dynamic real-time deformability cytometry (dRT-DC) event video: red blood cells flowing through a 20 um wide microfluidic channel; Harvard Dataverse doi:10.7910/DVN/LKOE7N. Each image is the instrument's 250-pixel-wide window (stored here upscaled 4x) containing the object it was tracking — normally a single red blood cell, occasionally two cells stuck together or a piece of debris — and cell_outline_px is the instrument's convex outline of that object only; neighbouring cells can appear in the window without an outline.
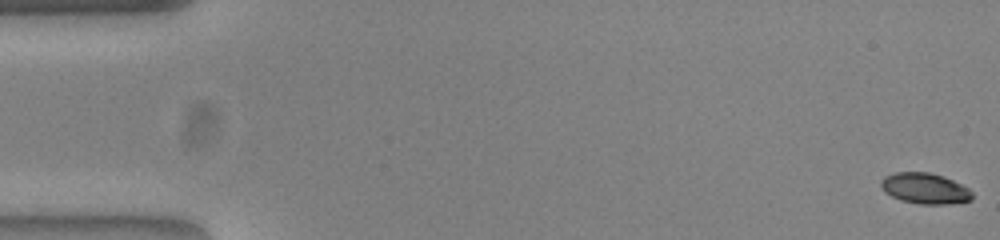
{"species": "common noctule bat (a hibernating species)", "species_latin": "Nyctalus noctula", "temperature_condition": "warm", "stored_images_in_passage": 54, "camera_frame_rate_fps": 3000, "um_per_image_px": 0.085, "animal": {"sex": "female", "body_mass_g": 23.0, "forearm_length_mm": 53.4}, "frame": {"image": 1, "passage_image": 1, "time_ms": 0.0, "image_size_px": [1000, 240], "cell_outline_px": [[972, 200], [944, 204], [920, 204], [900, 200], [884, 192], [880, 188], [880, 180], [884, 176], [896, 172], [928, 172], [944, 176], [968, 188], [972, 192]], "centroid_in_image_um": [78.57, 16.01], "position_along_channel_um": 6.4, "area_um2": 16.42}}
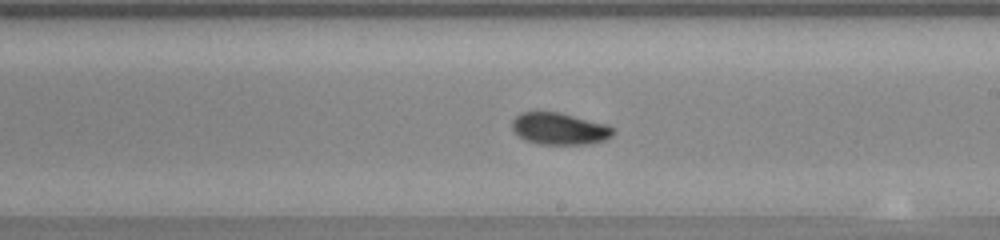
{"frame": {"image": 2, "passage_image": 31, "time_ms": 10.0, "image_size_px": [1000, 240], "cell_outline_px": [[616, 132], [612, 136], [604, 140], [588, 144], [540, 144], [524, 140], [512, 128], [512, 120], [520, 112], [560, 112], [608, 124]], "centroid_in_image_um": [47.58, 10.93], "position_along_channel_um": 241.4, "area_um2": 18.84}}
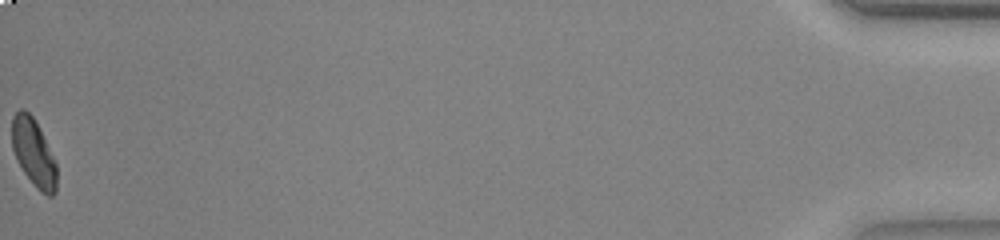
{"frame": {"image": 3, "passage_image": 54, "time_ms": 17.667, "image_size_px": [1000, 240], "cell_outline_px": [[56, 192], [52, 196], [48, 196], [40, 192], [36, 188], [24, 172], [12, 148], [12, 116], [20, 108], [24, 108], [32, 116], [56, 164]], "centroid_in_image_um": [2.84, 13.0], "position_along_channel_um": 432.4, "area_um2": 17.11}, "authors_computed_cell_mechanics": {"area_um2": 18.0625, "velocity_mm_per_s": 3.8613, "shape_relaxation_time_tau1_ms": 2.9093, "shape_relaxation_time_tau2_ms": 4.9935, "deformation_change_tau1": 0.1006, "deformation_change_tau2": 0.0774}}